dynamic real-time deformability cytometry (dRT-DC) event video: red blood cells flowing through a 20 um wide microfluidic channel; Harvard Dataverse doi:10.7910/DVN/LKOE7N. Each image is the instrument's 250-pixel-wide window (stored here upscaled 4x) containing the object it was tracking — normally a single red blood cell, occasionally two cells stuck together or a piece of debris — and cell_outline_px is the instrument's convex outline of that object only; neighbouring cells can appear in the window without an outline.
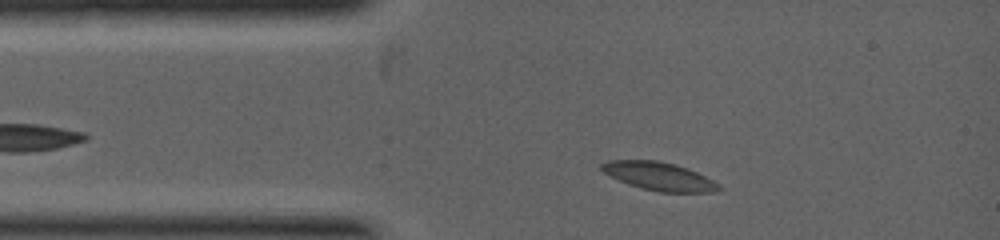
{"species": "common noctule bat (a hibernating species)", "species_latin": "Nyctalus noctula", "temperature_condition": "warm", "stored_images_in_passage": 5, "camera_frame_rate_fps": 5000, "um_per_image_px": 0.085, "animal": {"sex": "female", "body_mass_g": 19.0, "forearm_length_mm": 53.3}, "frame": {"image": 1, "passage_image": 2, "time_ms": 0.4, "image_size_px": [1000, 240], "cell_outline_px": [[724, 188], [716, 192], [660, 192], [640, 188], [628, 184], [604, 172], [600, 168], [600, 164], [608, 160], [660, 160], [676, 164], [688, 168], [720, 184]], "centroid_in_image_um": [56.05, 14.98], "position_along_channel_um": 28.9, "area_um2": 19.36}}